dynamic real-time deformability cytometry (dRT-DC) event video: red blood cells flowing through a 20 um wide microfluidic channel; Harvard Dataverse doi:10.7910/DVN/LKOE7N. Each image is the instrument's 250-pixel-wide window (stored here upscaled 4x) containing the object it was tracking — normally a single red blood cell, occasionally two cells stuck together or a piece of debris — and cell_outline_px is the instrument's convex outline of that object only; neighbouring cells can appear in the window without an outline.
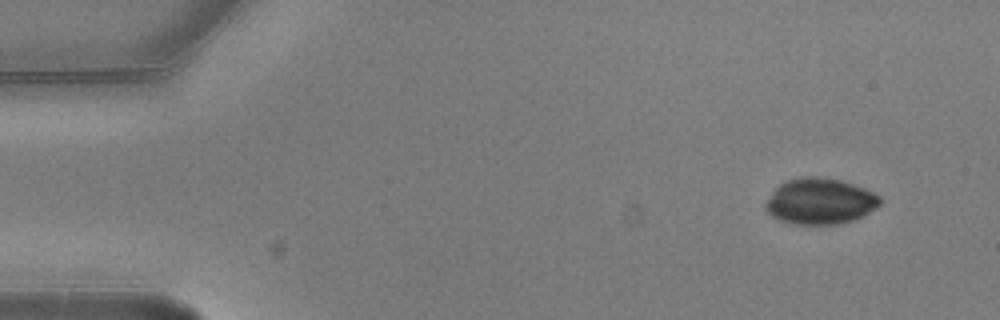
{"species": "common noctule bat (a hibernating species)", "species_latin": "Nyctalus noctula", "temperature_condition": "warm", "stored_images_in_passage": 5, "camera_frame_rate_fps": 3000, "um_per_image_px": 0.085, "animal": {"sex": "male", "body_mass_g": 20.5, "forearm_length_mm": 52.5}, "frame": {"image": 1, "passage_image": 1, "time_ms": 0.0, "image_size_px": [1000, 320], "cell_outline_px": [[880, 204], [876, 208], [864, 216], [856, 220], [840, 224], [792, 224], [780, 220], [772, 216], [764, 208], [764, 204], [772, 192], [780, 184], [788, 180], [800, 176], [816, 176], [840, 180], [864, 188], [880, 196]], "centroid_in_image_um": [69.7, 17.12], "position_along_channel_um": 15.3, "area_um2": 30.81}}